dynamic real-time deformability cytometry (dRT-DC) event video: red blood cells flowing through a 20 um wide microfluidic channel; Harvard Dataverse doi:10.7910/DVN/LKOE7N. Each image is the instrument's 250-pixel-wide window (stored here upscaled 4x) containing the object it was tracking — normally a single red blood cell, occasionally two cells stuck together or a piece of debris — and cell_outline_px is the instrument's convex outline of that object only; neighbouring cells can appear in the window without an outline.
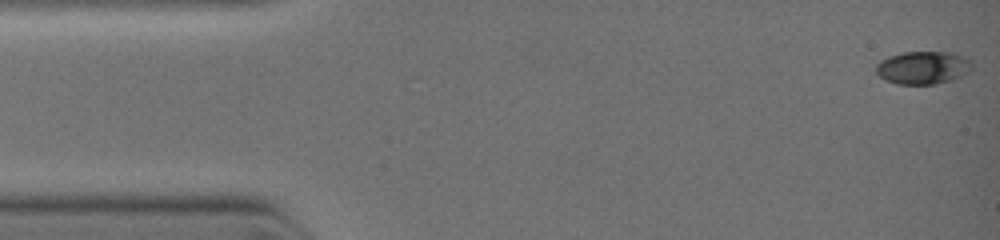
{"species": "common noctule bat (a hibernating species)", "species_latin": "Nyctalus noctula", "temperature_condition": "warm", "stored_images_in_passage": 45, "camera_frame_rate_fps": 3000, "um_per_image_px": 0.085, "animal": {"sex": "female", "body_mass_g": 19.0, "forearm_length_mm": 51.5}, "frame": {"image": 1, "passage_image": 1, "time_ms": 0.0, "image_size_px": [1000, 240], "cell_outline_px": [[972, 68], [968, 72], [960, 76], [948, 80], [932, 84], [896, 84], [884, 80], [876, 72], [876, 64], [880, 60], [888, 56], [904, 52], [956, 52], [972, 60]], "centroid_in_image_um": [78.45, 5.73], "position_along_channel_um": 6.6, "area_um2": 18.5}}
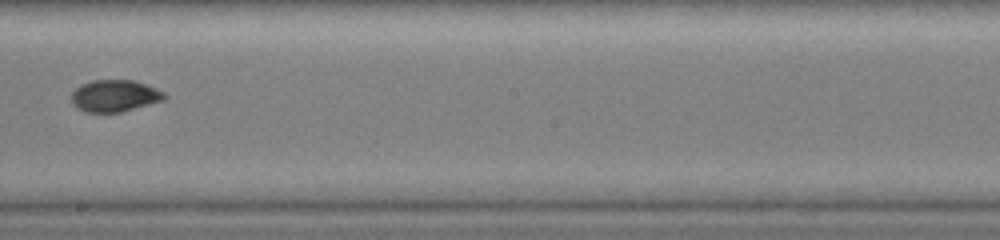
{"frame": {"image": 2, "passage_image": 25, "time_ms": 6.333, "image_size_px": [1000, 240], "cell_outline_px": [[168, 96], [164, 100], [120, 112], [84, 112], [72, 104], [72, 92], [80, 84], [92, 80], [132, 80], [156, 88], [164, 92]], "centroid_in_image_um": [9.74, 8.14], "position_along_channel_um": 238.5, "area_um2": 17.22}}
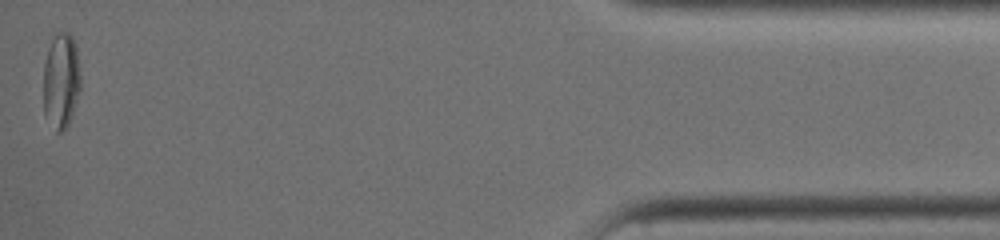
{"frame": {"image": 3, "passage_image": 45, "time_ms": 11.333, "image_size_px": [1000, 240], "cell_outline_px": [[80, 88], [68, 124], [64, 132], [56, 132], [44, 116], [44, 64], [48, 48], [56, 32], [68, 32], [72, 36], [76, 44], [80, 76]], "centroid_in_image_um": [5.18, 6.86], "position_along_channel_um": 430.0, "area_um2": 20.69}}